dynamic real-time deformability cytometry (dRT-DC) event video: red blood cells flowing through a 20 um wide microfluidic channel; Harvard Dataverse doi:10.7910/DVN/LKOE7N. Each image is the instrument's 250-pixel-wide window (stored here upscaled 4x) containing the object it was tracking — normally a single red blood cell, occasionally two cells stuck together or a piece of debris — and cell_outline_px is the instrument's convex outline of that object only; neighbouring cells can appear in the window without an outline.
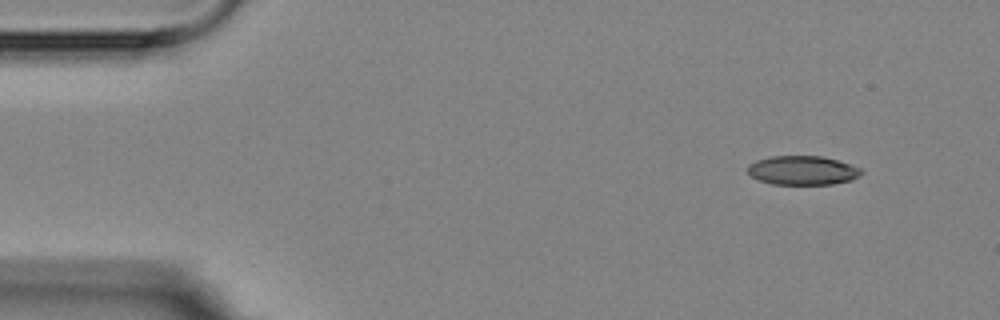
{"species": "Egyptian fruit bat (a non-hibernating species)", "species_latin": "Rousettus aegyptiacus", "temperature_condition": "room temperature", "stored_images_in_passage": 4, "camera_frame_rate_fps": 3000, "um_per_image_px": 0.085, "animal": {"sex": "female"}, "frame": {"image": 1, "passage_image": 1, "time_ms": 0.0, "image_size_px": [1000, 320], "cell_outline_px": [[864, 172], [852, 180], [832, 184], [772, 184], [756, 180], [748, 172], [748, 164], [756, 160], [772, 156], [824, 156], [860, 168]], "centroid_in_image_um": [68.19, 14.48], "position_along_channel_um": 16.8, "area_um2": 19.25}}